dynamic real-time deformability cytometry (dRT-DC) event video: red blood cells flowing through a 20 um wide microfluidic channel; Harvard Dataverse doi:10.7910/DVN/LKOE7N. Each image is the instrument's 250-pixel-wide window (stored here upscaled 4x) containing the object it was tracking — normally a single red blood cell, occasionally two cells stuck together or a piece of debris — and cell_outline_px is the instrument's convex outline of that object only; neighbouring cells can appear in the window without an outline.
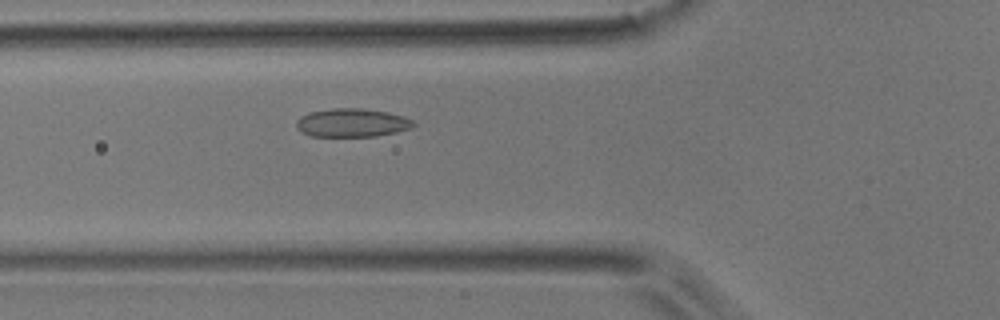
{"species": "common noctule bat (a hibernating species)", "species_latin": "Nyctalus noctula", "temperature_condition": "room temperature", "stored_images_in_passage": 37, "camera_frame_rate_fps": 3000, "um_per_image_px": 0.085, "animal": {"sex": "male", "body_mass_g": 17.9}, "frame": {"image": 1, "passage_image": 4, "time_ms": 1.0, "image_size_px": [1000, 320], "cell_outline_px": [[416, 124], [412, 128], [396, 132], [376, 136], [312, 136], [300, 132], [296, 128], [296, 120], [300, 116], [308, 112], [332, 108], [360, 108], [388, 112], [404, 116], [412, 120]], "centroid_in_image_um": [29.9, 10.43], "position_along_channel_um": 95.9, "area_um2": 19.59}}
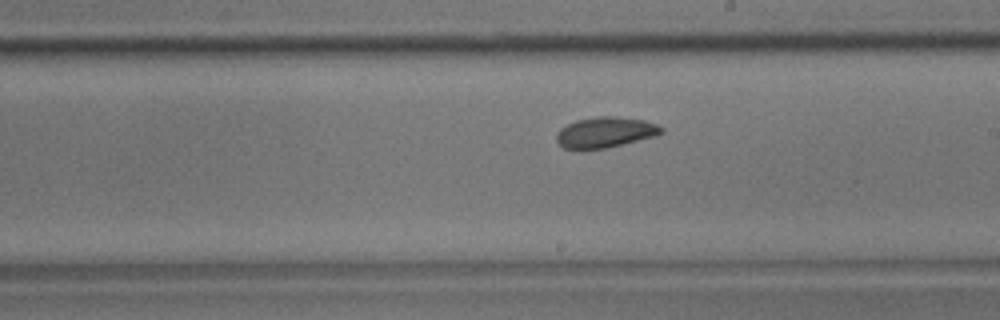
{"frame": {"image": 2, "passage_image": 15, "time_ms": 4.667, "image_size_px": [1000, 320], "cell_outline_px": [[664, 132], [656, 136], [604, 148], [580, 152], [564, 148], [556, 140], [556, 136], [560, 128], [576, 120], [596, 116], [616, 116], [644, 120], [656, 124], [664, 128]], "centroid_in_image_um": [51.42, 11.27], "position_along_channel_um": 237.6, "area_um2": 19.07}}
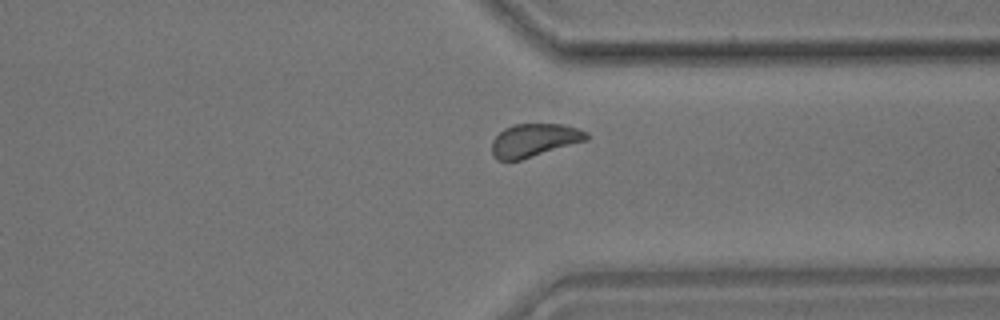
{"frame": {"image": 3, "passage_image": 25, "time_ms": 8.0, "image_size_px": [1000, 320], "cell_outline_px": [[588, 140], [520, 160], [496, 160], [492, 156], [492, 140], [504, 128], [512, 124], [564, 124], [588, 132]], "centroid_in_image_um": [45.4, 11.92], "position_along_channel_um": 366.0, "area_um2": 18.32}, "authors_computed_cell_mechanics": {"area_um2": 18.6694, "velocity_mm_per_s": 3.864, "shape_relaxation_time_tau1_ms": 4.977, "shape_relaxation_time_tau2_ms": 1.8532, "deformation_change_tau1": 0.0773, "deformation_change_tau2": 0.0547}}